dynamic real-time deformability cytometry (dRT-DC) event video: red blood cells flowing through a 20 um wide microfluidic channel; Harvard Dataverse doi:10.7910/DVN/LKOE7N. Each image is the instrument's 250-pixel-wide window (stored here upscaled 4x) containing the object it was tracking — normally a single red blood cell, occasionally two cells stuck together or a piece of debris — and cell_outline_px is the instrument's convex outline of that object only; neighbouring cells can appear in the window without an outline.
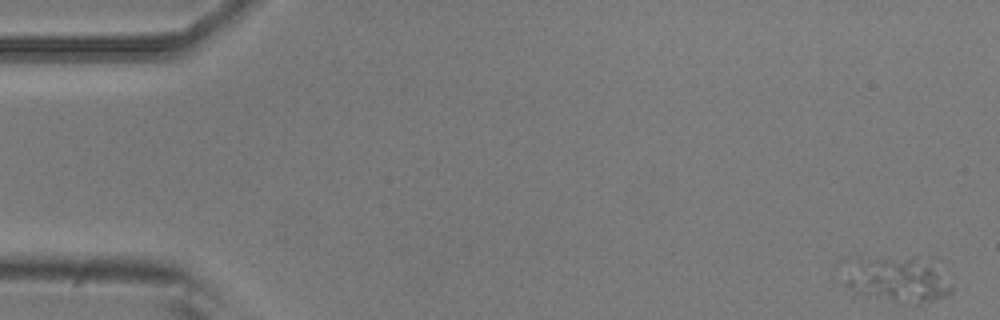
{"species": "common noctule bat (a hibernating species)", "species_latin": "Nyctalus noctula", "temperature_condition": "room temperature", "stored_images_in_passage": 5, "camera_frame_rate_fps": 3000, "um_per_image_px": 0.085, "animal": {"sex": "male", "body_mass_g": 20.5, "forearm_length_mm": 52.5}, "frame": {"image": 1, "passage_image": 1, "time_ms": 0.0, "image_size_px": [1000, 320], "cell_outline_px": [[952, 292], [944, 296], [916, 304], [896, 300], [876, 292], [844, 260], [860, 252], [936, 256], [952, 288]], "centroid_in_image_um": [76.7, 23.44], "position_along_channel_um": 8.3, "area_um2": 27.4}}